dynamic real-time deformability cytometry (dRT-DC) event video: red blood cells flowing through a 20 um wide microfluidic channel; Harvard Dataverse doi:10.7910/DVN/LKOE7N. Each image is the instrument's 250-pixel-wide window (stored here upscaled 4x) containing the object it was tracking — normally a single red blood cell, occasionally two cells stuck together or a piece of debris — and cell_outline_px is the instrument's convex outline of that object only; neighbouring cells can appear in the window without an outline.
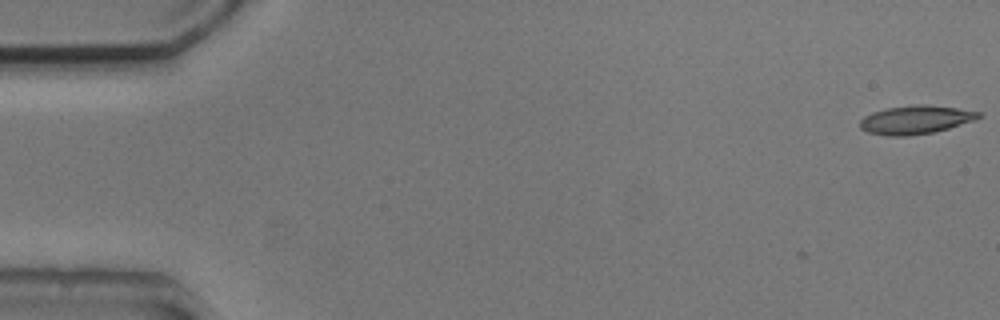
{"species": "common noctule bat (a hibernating species)", "species_latin": "Nyctalus noctula", "temperature_condition": "cold", "stored_images_in_passage": 7, "camera_frame_rate_fps": 3000, "um_per_image_px": 0.085, "animal": {"sex": "male", "body_mass_g": 20.5, "forearm_length_mm": 52.5}, "frame": {"image": 1, "passage_image": 1, "time_ms": 0.0, "image_size_px": [1000, 320], "cell_outline_px": [[984, 116], [948, 128], [932, 132], [908, 136], [888, 136], [868, 132], [860, 128], [860, 120], [864, 116], [872, 112], [888, 108], [916, 104], [928, 104], [956, 108], [980, 112]], "centroid_in_image_um": [77.8, 10.17], "position_along_channel_um": 7.2, "area_um2": 19.54}}